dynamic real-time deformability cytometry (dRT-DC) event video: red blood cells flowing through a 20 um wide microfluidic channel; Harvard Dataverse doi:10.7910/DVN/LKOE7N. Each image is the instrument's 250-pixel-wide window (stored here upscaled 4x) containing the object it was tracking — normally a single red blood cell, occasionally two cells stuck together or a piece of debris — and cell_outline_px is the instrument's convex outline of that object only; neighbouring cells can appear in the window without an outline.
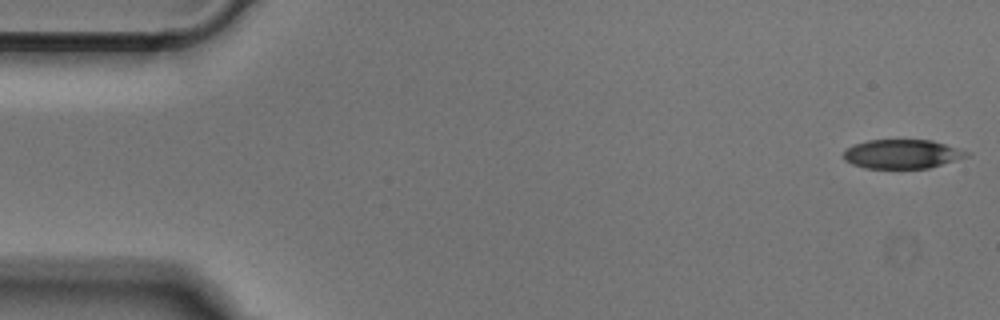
{"species": "Egyptian fruit bat (a non-hibernating species)", "species_latin": "Rousettus aegyptiacus", "temperature_condition": "cold", "stored_images_in_passage": 51, "camera_frame_rate_fps": 3000, "um_per_image_px": 0.085, "animal": {"sex": "male"}, "frame": {"image": 1, "passage_image": 1, "time_ms": 0.0, "image_size_px": [1000, 320], "cell_outline_px": [[972, 152], [968, 156], [928, 168], [864, 168], [852, 164], [844, 160], [844, 152], [848, 148], [856, 144], [868, 140], [932, 140]], "centroid_in_image_um": [76.7, 13.09], "position_along_channel_um": 8.3, "area_um2": 20.69}}
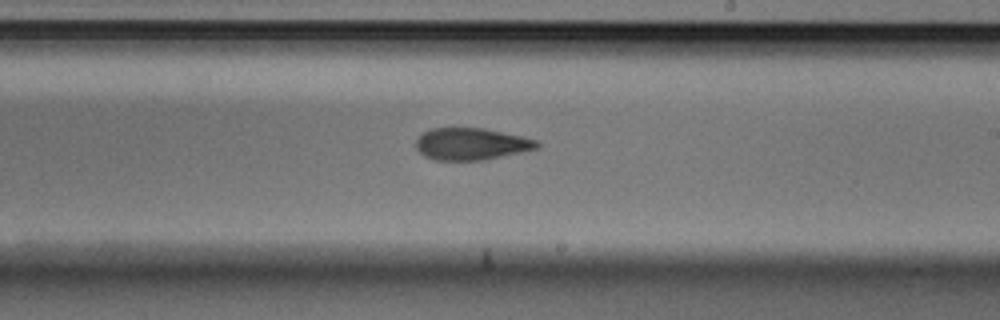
{"frame": {"image": 2, "passage_image": 29, "time_ms": 9.333, "image_size_px": [1000, 320], "cell_outline_px": [[540, 148], [484, 160], [436, 160], [424, 156], [416, 148], [416, 140], [424, 132], [432, 128], [484, 128], [524, 136], [540, 140]], "centroid_in_image_um": [40.12, 12.23], "position_along_channel_um": 248.9, "area_um2": 22.72}}
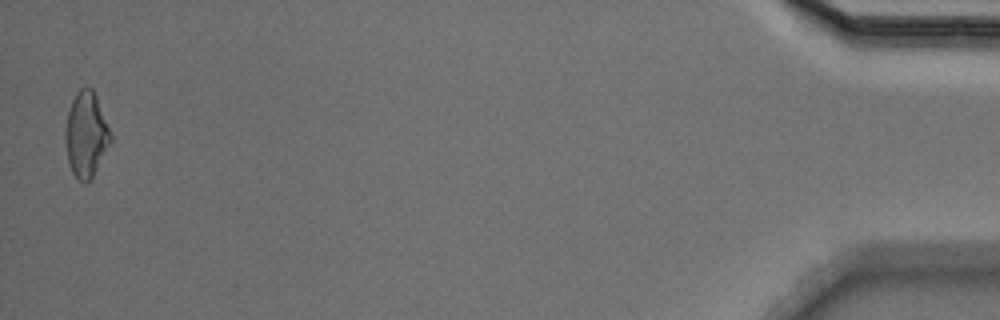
{"frame": {"image": 3, "passage_image": 50, "time_ms": 16.333, "image_size_px": [1000, 320], "cell_outline_px": [[112, 140], [92, 176], [84, 184], [76, 180], [68, 164], [64, 140], [64, 128], [68, 112], [72, 100], [76, 92], [80, 88], [92, 88], [96, 96], [112, 136]], "centroid_in_image_um": [7.28, 11.46], "position_along_channel_um": 427.9, "area_um2": 22.48}}